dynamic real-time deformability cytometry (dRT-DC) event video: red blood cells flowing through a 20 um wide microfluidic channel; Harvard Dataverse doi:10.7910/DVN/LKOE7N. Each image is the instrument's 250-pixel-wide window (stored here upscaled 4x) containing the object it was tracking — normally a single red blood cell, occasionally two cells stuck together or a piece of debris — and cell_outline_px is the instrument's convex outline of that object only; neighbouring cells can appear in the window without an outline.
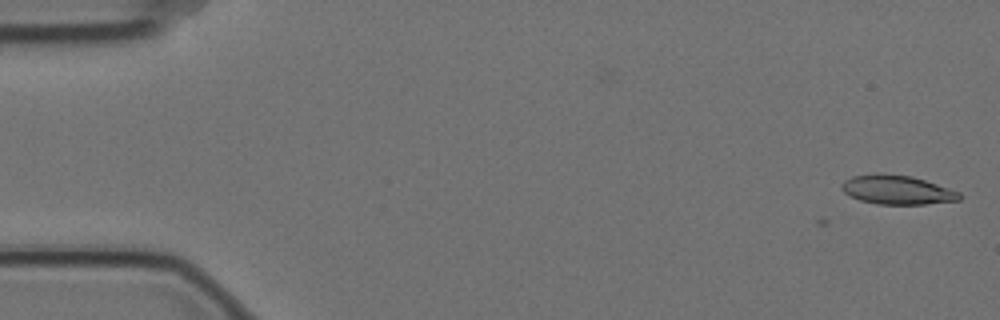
{"species": "Egyptian fruit bat (a non-hibernating species)", "species_latin": "Rousettus aegyptiacus", "temperature_condition": "cold", "stored_images_in_passage": 3, "camera_frame_rate_fps": 3000, "um_per_image_px": 0.085, "animal": {"sex": "female"}, "frame": {"image": 1, "passage_image": 3, "time_ms": 0.667, "image_size_px": [1000, 320], "cell_outline_px": [[964, 196], [960, 200], [924, 204], [876, 204], [860, 200], [848, 196], [840, 188], [840, 184], [844, 180], [852, 176], [876, 172], [884, 172], [912, 176], [960, 192]], "centroid_in_image_um": [76.2, 16.12], "position_along_channel_um": 8.8, "area_um2": 20.35}}